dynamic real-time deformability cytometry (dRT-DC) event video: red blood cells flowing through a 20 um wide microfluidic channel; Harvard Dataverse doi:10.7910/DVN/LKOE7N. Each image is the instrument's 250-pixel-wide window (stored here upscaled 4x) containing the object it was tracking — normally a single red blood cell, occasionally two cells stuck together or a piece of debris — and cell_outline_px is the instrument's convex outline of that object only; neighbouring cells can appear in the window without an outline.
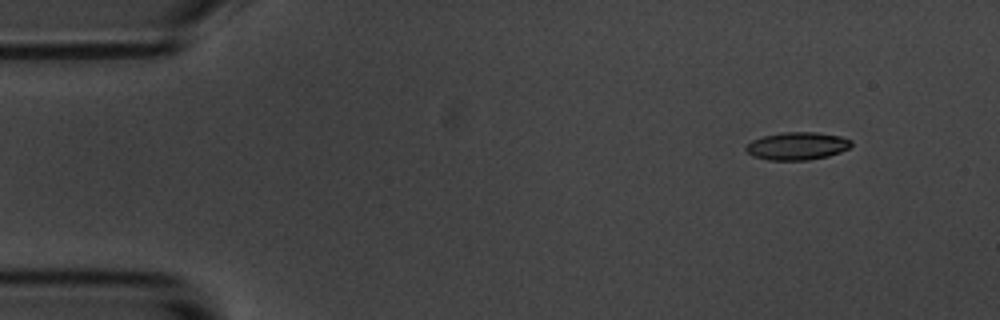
{"species": "common noctule bat (a hibernating species)", "species_latin": "Nyctalus noctula", "temperature_condition": "room temperature", "stored_images_in_passage": 14, "camera_frame_rate_fps": 3000, "um_per_image_px": 0.085, "animal": {"sex": "male", "body_mass_g": 20.1, "forearm_length_mm": 53.5}, "frame": {"image": 1, "passage_image": 1, "time_ms": 0.0, "image_size_px": [1000, 320], "cell_outline_px": [[852, 144], [848, 148], [840, 152], [828, 156], [808, 160], [768, 160], [752, 156], [744, 148], [752, 140], [764, 136], [784, 132], [816, 132], [840, 136], [852, 140]], "centroid_in_image_um": [67.76, 12.41], "position_along_channel_um": 17.2, "area_um2": 16.99}}
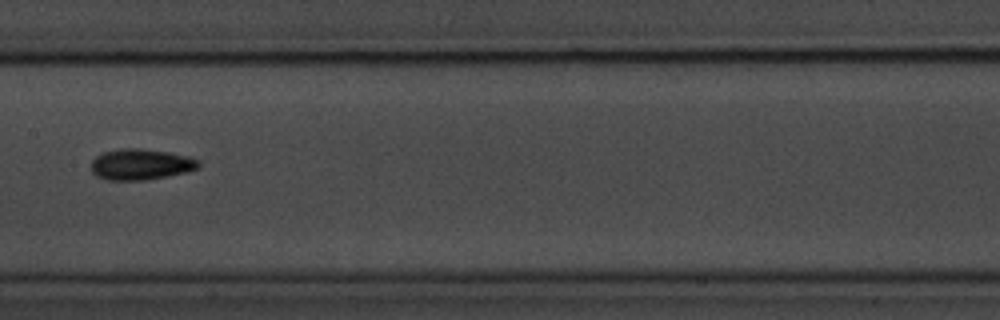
{"frame": {"image": 2, "passage_image": 7, "time_ms": 7.667, "image_size_px": [1000, 320], "cell_outline_px": [[200, 168], [188, 172], [168, 176], [144, 180], [108, 180], [96, 176], [92, 172], [92, 160], [96, 156], [104, 152], [120, 148], [140, 148], [168, 152], [188, 156], [200, 160]], "centroid_in_image_um": [12.0, 13.97], "position_along_channel_um": 195.4, "area_um2": 19.54}}
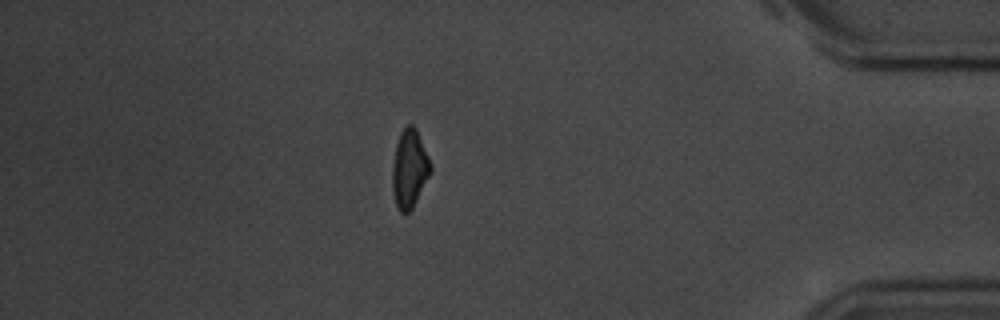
{"frame": {"image": 3, "passage_image": 13, "time_ms": 14.667, "image_size_px": [1000, 320], "cell_outline_px": [[432, 172], [412, 208], [408, 212], [400, 212], [396, 204], [392, 192], [392, 164], [396, 144], [400, 132], [408, 124], [412, 124], [416, 128], [428, 156], [432, 168]], "centroid_in_image_um": [34.8, 14.34], "position_along_channel_um": 400.4, "area_um2": 17.46}, "authors_computed_cell_mechanics": {"area_um2": 17.4845, "velocity_mm_per_s": 3.505, "shape_relaxation_time_tau1_ms": 4.0827, "shape_relaxation_time_tau2_ms": 8.8702, "deformation_change_tau1": 0.1269, "deformation_change_tau2": 0.1647}}